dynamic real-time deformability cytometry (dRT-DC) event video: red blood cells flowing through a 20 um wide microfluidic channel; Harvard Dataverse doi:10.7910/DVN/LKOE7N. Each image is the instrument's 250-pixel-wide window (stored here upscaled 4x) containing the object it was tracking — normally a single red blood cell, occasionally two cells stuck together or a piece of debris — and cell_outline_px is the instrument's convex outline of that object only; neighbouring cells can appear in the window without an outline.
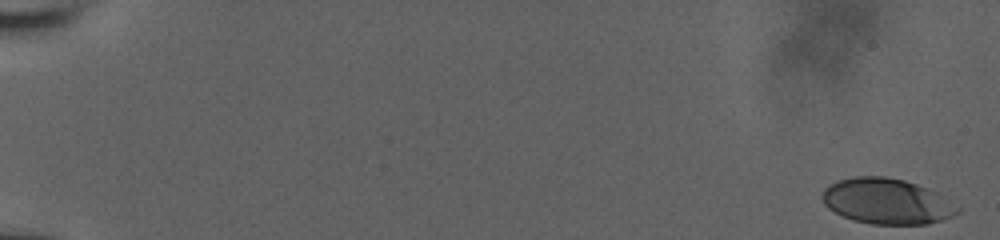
{"species": "human", "species_latin": "Homo sapiens", "temperature_condition": "room temperature", "stored_images_in_passage": 21, "camera_frame_rate_fps": 3000, "um_per_image_px": 0.085, "donor": {"sex": "male"}, "frame": {"image": 1, "passage_image": 1, "time_ms": 0.0, "image_size_px": [1000, 240], "cell_outline_px": [[960, 212], [952, 216], [928, 224], [872, 224], [852, 220], [828, 208], [824, 204], [820, 196], [824, 188], [836, 180], [856, 176], [884, 176], [904, 180], [928, 188], [936, 192], [960, 208]], "centroid_in_image_um": [75.34, 17.1], "position_along_channel_um": 9.7, "area_um2": 35.95}}
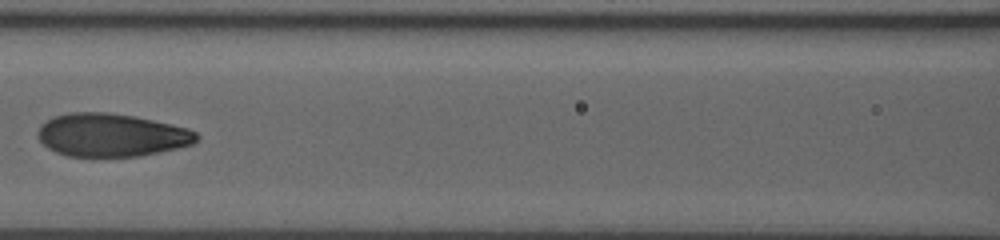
{"frame": {"image": 2, "passage_image": 12, "time_ms": 9.333, "image_size_px": [1000, 240], "cell_outline_px": [[200, 136], [192, 144], [160, 152], [140, 156], [68, 156], [56, 152], [48, 148], [36, 136], [36, 132], [48, 120], [56, 116], [72, 112], [108, 112], [136, 116], [172, 124], [188, 128], [196, 132]], "centroid_in_image_um": [9.49, 11.47], "position_along_channel_um": 157.1, "area_um2": 39.77}}
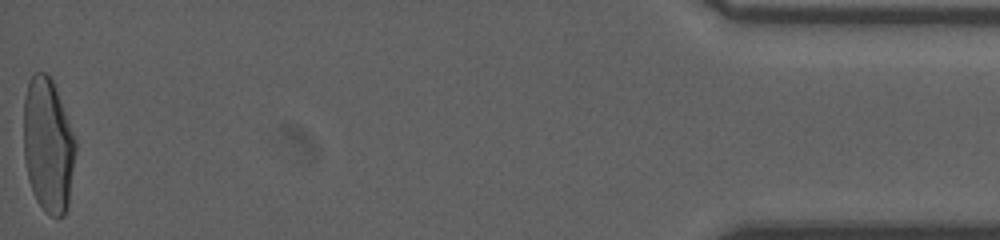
{"frame": {"image": 3, "passage_image": 21, "time_ms": 18.667, "image_size_px": [1000, 240], "cell_outline_px": [[76, 152], [68, 204], [64, 216], [52, 216], [44, 212], [36, 200], [32, 192], [28, 180], [24, 160], [24, 96], [28, 80], [36, 72], [44, 72], [52, 80], [76, 140]], "centroid_in_image_um": [4.07, 12.38], "position_along_channel_um": 431.1, "area_um2": 40.75}, "authors_computed_cell_mechanics": {"area_um2": 39.2462, "velocity_mm_per_s": 3.8561, "shape_relaxation_time_tau1_ms": 4.1514, "shape_relaxation_time_tau2_ms": 0.7824, "deformation_change_tau1": 0.1781, "deformation_change_tau2": 0.0486}}